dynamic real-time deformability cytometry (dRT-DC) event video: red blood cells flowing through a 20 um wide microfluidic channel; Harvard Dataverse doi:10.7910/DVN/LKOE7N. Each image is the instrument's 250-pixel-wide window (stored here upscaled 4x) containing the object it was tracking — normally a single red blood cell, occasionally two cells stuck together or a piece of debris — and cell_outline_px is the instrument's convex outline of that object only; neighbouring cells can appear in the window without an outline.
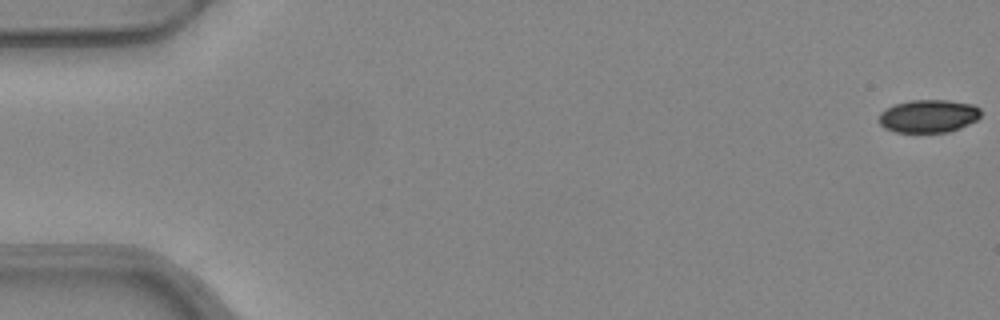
{"species": "common noctule bat (a hibernating species)", "species_latin": "Nyctalus noctula", "temperature_condition": "warm", "stored_images_in_passage": 53, "camera_frame_rate_fps": 3000, "um_per_image_px": 0.085, "animal": {"sex": "female", "body_mass_g": 24.6, "forearm_length_mm": 56.2}, "frame": {"image": 1, "passage_image": 1, "time_ms": 0.0, "image_size_px": [1000, 320], "cell_outline_px": [[980, 116], [976, 120], [960, 128], [948, 132], [896, 132], [884, 128], [880, 124], [880, 112], [896, 104], [912, 100], [948, 100], [972, 104], [980, 108]], "centroid_in_image_um": [78.94, 9.87], "position_along_channel_um": 6.1, "area_um2": 19.42}}
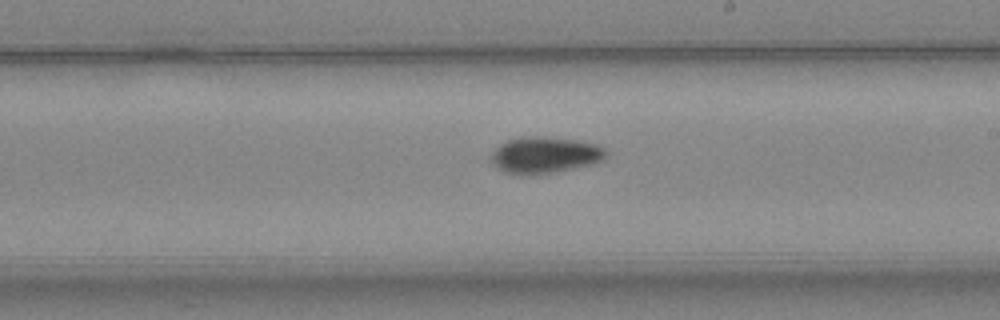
{"frame": {"image": 2, "passage_image": 31, "time_ms": 10.0, "image_size_px": [1000, 320], "cell_outline_px": [[608, 152], [600, 160], [592, 164], [532, 176], [520, 176], [504, 172], [496, 168], [492, 164], [488, 156], [500, 144], [508, 140], [524, 136], [544, 136], [580, 140], [596, 144], [604, 148]], "centroid_in_image_um": [46.23, 13.18], "position_along_channel_um": 242.8, "area_um2": 24.8}}
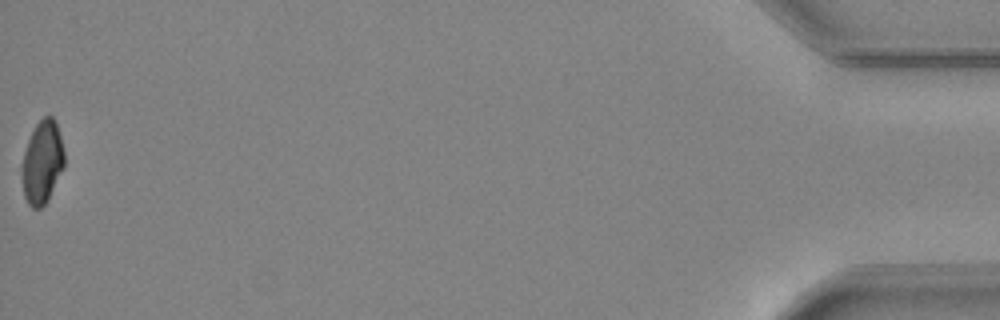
{"frame": {"image": 3, "passage_image": 53, "time_ms": 17.333, "image_size_px": [1000, 320], "cell_outline_px": [[64, 168], [48, 200], [40, 208], [32, 208], [28, 204], [24, 196], [20, 172], [20, 168], [24, 152], [28, 140], [36, 124], [44, 116], [52, 116], [56, 120], [64, 152]], "centroid_in_image_um": [3.58, 13.81], "position_along_channel_um": 431.6, "area_um2": 20.75}, "authors_computed_cell_mechanics": {"area_um2": 21.9062, "velocity_mm_per_s": 3.9761, "shape_relaxation_time_tau1_ms": 4.2963, "shape_relaxation_time_tau2_ms": null, "deformation_change_tau1": 0.1464, "deformation_change_tau2": null}}